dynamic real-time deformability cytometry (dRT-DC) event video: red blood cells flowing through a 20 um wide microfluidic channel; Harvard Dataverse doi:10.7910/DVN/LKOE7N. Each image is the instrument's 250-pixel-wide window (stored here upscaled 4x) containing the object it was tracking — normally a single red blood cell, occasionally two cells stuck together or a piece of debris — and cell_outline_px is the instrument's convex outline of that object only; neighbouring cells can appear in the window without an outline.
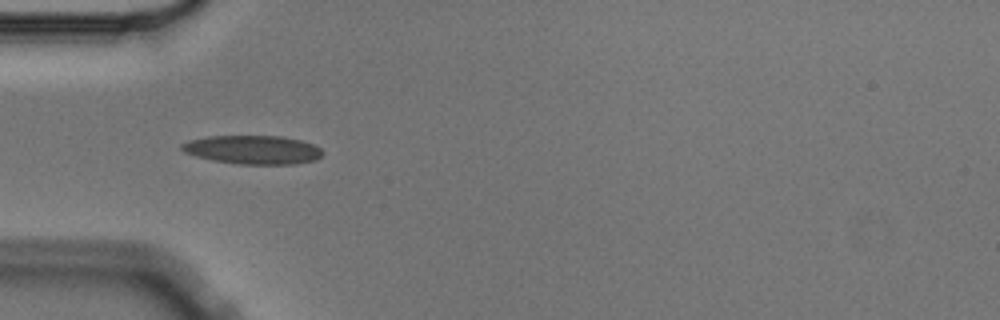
{"species": "Egyptian fruit bat (a non-hibernating species)", "species_latin": "Rousettus aegyptiacus", "temperature_condition": "cold", "stored_images_in_passage": 5, "camera_frame_rate_fps": 3000, "um_per_image_px": 0.085, "animal": {"sex": "male"}, "frame": {"image": 1, "passage_image": 2, "time_ms": 0.333, "image_size_px": [1000, 320], "cell_outline_px": [[324, 152], [316, 160], [296, 164], [236, 164], [212, 160], [196, 156], [184, 152], [180, 148], [180, 144], [188, 140], [208, 136], [280, 136], [300, 140], [312, 144], [320, 148]], "centroid_in_image_um": [21.47, 12.73], "position_along_channel_um": 63.5, "area_um2": 23.64}}
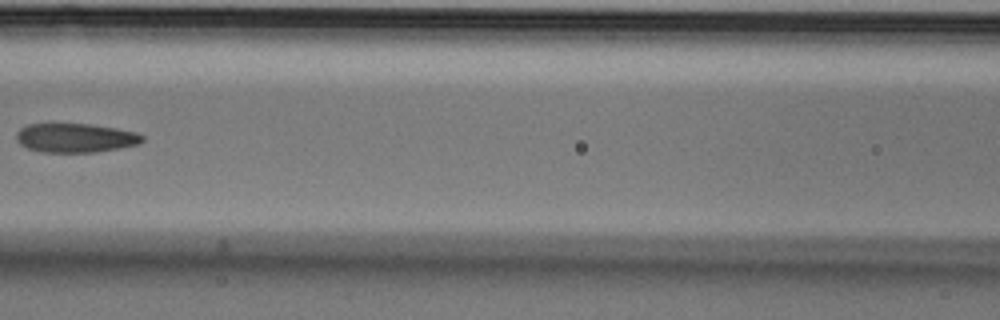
{"frame": {"image": 2, "passage_image": 4, "time_ms": 1.0, "image_size_px": [1000, 320], "cell_outline_px": [[144, 140], [140, 144], [120, 148], [96, 152], [40, 152], [28, 148], [20, 144], [16, 140], [16, 132], [20, 128], [28, 124], [88, 124], [116, 128], [136, 132], [144, 136]], "centroid_in_image_um": [6.42, 11.72], "position_along_channel_um": 160.2, "area_um2": 21.44}}
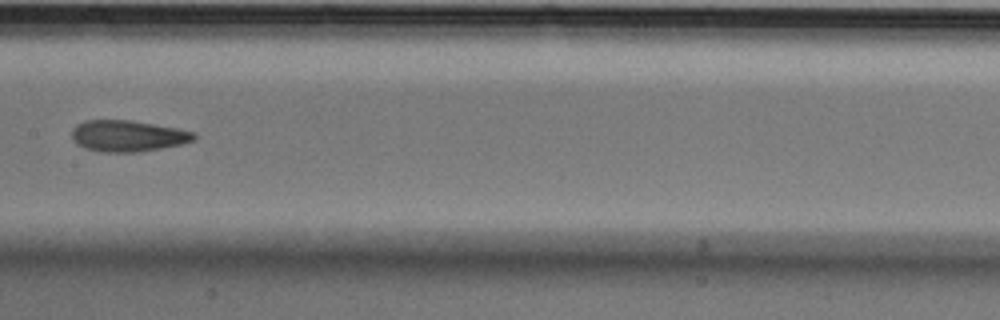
{"frame": {"image": 3, "passage_image": 5, "time_ms": 1.333, "image_size_px": [1000, 320], "cell_outline_px": [[196, 140], [184, 144], [136, 152], [104, 152], [84, 148], [76, 144], [72, 140], [72, 128], [76, 124], [84, 120], [132, 120], [176, 128], [192, 132], [196, 136]], "centroid_in_image_um": [10.83, 11.55], "position_along_channel_um": 196.6, "area_um2": 22.37}}